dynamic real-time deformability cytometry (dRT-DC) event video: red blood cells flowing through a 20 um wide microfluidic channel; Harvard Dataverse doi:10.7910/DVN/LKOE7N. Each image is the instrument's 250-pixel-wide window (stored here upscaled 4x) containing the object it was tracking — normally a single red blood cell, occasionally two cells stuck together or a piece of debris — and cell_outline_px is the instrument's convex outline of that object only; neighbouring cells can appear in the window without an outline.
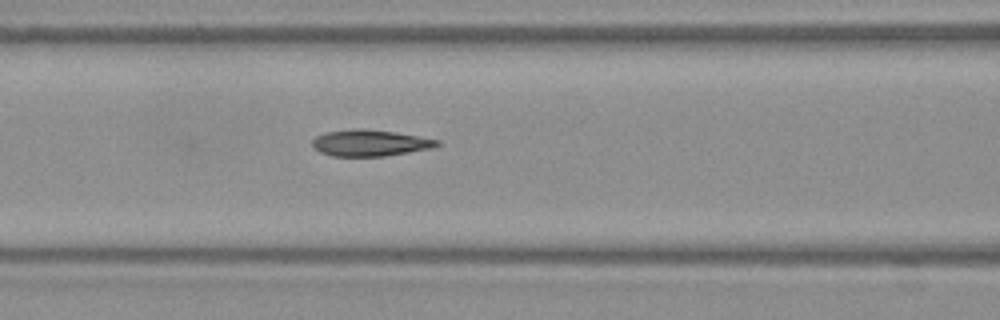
{"species": "Egyptian fruit bat (a non-hibernating species)", "species_latin": "Rousettus aegyptiacus", "temperature_condition": "warm", "stored_images_in_passage": 8, "camera_frame_rate_fps": 3000, "um_per_image_px": 0.085, "frame": {"image": 1, "passage_image": 8, "time_ms": 2.333, "image_size_px": [1000, 320], "cell_outline_px": [[440, 144], [432, 148], [384, 156], [332, 156], [320, 152], [312, 148], [312, 140], [316, 136], [328, 132], [356, 128], [360, 128], [392, 132], [440, 140]], "centroid_in_image_um": [31.41, 12.16], "position_along_channel_um": 135.2, "area_um2": 18.96}}